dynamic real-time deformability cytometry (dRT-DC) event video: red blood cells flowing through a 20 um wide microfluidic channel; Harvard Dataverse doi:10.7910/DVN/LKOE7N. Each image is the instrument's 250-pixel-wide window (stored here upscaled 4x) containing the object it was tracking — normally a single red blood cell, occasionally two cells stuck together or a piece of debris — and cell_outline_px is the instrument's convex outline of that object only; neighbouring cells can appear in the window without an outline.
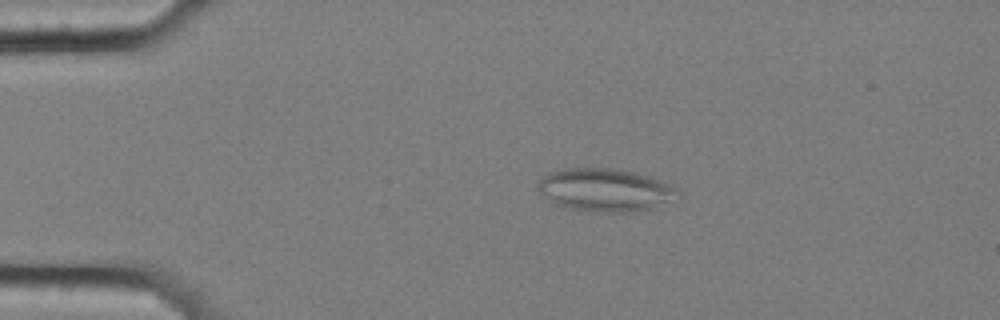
{"species": "common noctule bat (a hibernating species)", "species_latin": "Nyctalus noctula", "temperature_condition": "cold", "stored_images_in_passage": 58, "segment_of_instrument_passage": [1, 2], "camera_frame_rate_fps": 3000, "um_per_image_px": 0.085, "animal": {"sex": "female", "body_mass_g": 25.1}, "frame": {"image": 1, "passage_image": 12, "time_ms": 3.667, "image_size_px": [1000, 320], "cell_outline_px": [[680, 200], [656, 208], [628, 212], [588, 212], [564, 208], [552, 204], [536, 188], [536, 184], [548, 172], [564, 168], [616, 168], [636, 172], [660, 180], [676, 188], [680, 192]], "centroid_in_image_um": [51.46, 16.17], "position_along_channel_um": 33.5, "area_um2": 36.01}}